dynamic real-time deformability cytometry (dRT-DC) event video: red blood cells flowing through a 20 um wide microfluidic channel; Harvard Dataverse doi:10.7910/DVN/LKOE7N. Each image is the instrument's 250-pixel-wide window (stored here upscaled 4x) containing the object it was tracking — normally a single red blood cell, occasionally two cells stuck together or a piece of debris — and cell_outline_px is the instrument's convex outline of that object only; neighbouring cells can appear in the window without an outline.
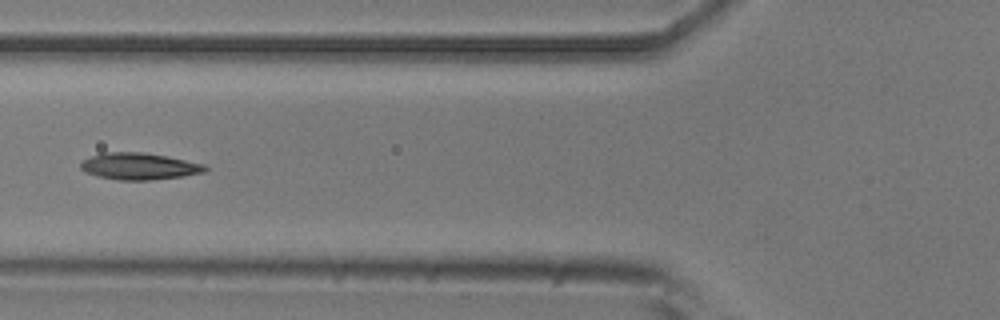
{"species": "common noctule bat (a hibernating species)", "species_latin": "Nyctalus noctula", "temperature_condition": "room temperature", "stored_images_in_passage": 8, "camera_frame_rate_fps": 3000, "um_per_image_px": 0.085, "animal": {"sex": "male", "body_mass_g": 20.5, "forearm_length_mm": 52.5}, "frame": {"image": 1, "passage_image": 5, "time_ms": 5.667, "image_size_px": [1000, 320], "cell_outline_px": [[208, 168], [204, 172], [180, 176], [152, 180], [120, 180], [100, 176], [84, 172], [80, 168], [80, 164], [84, 160], [100, 152], [144, 152], [168, 156], [204, 164]], "centroid_in_image_um": [11.82, 14.12], "position_along_channel_um": 114.0, "area_um2": 19.31}}
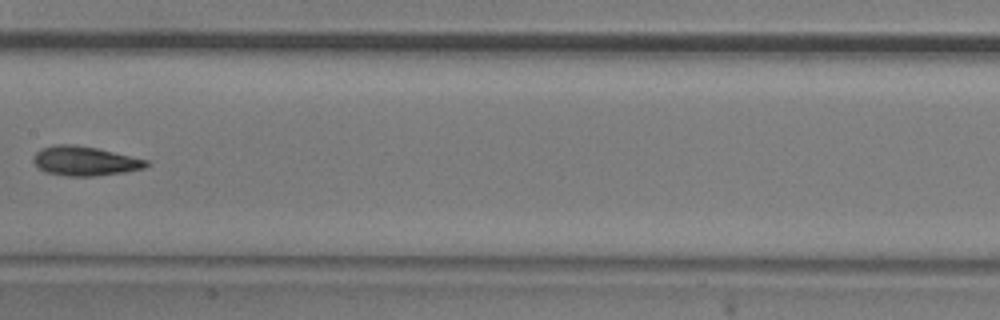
{"frame": {"image": 2, "passage_image": 7, "time_ms": 8.0, "image_size_px": [1000, 320], "cell_outline_px": [[152, 164], [144, 168], [124, 172], [92, 176], [68, 176], [44, 172], [32, 160], [32, 156], [40, 148], [56, 144], [72, 144], [96, 148], [148, 160]], "centroid_in_image_um": [7.19, 13.68], "position_along_channel_um": 200.2, "area_um2": 19.31}}
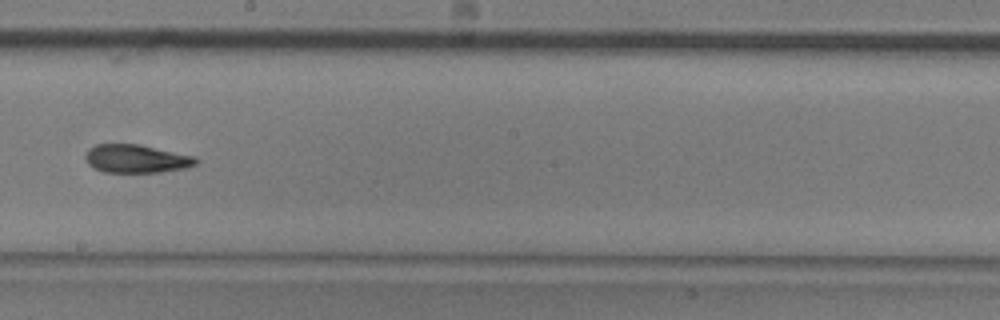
{"frame": {"image": 3, "passage_image": 8, "time_ms": 9.0, "image_size_px": [1000, 320], "cell_outline_px": [[200, 160], [196, 164], [184, 168], [160, 172], [104, 172], [88, 164], [84, 156], [88, 148], [96, 144], [140, 144], [196, 156]], "centroid_in_image_um": [11.6, 13.48], "position_along_channel_um": 236.6, "area_um2": 18.32}}